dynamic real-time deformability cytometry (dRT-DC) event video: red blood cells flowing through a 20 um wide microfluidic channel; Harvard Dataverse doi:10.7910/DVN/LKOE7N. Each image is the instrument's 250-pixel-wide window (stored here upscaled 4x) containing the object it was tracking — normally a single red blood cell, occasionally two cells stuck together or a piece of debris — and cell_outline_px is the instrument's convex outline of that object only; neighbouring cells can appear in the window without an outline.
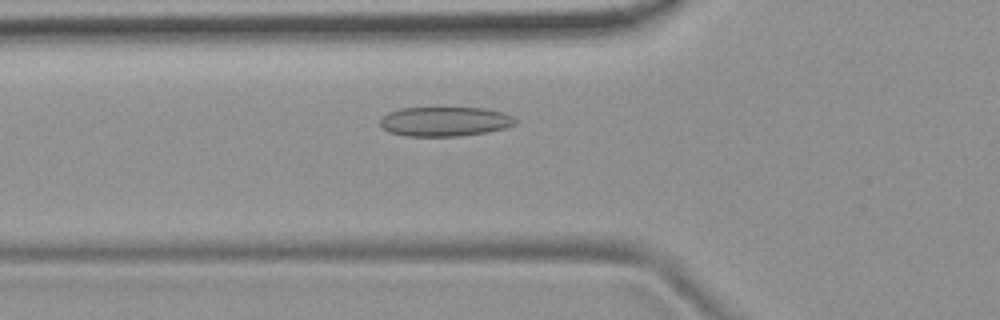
{"species": "common noctule bat (a hibernating species)", "species_latin": "Nyctalus noctula", "temperature_condition": "room temperature", "stored_images_in_passage": 49, "camera_frame_rate_fps": 3000, "um_per_image_px": 0.085, "animal": {"sex": "female", "body_mass_g": 19.9}, "frame": {"image": 1, "passage_image": 14, "time_ms": 4.333, "image_size_px": [1000, 320], "cell_outline_px": [[516, 124], [504, 128], [488, 132], [460, 136], [404, 136], [388, 132], [380, 124], [380, 120], [388, 112], [400, 108], [484, 108], [504, 112], [512, 116], [516, 120]], "centroid_in_image_um": [37.82, 10.33], "position_along_channel_um": 88.0, "area_um2": 23.29}}
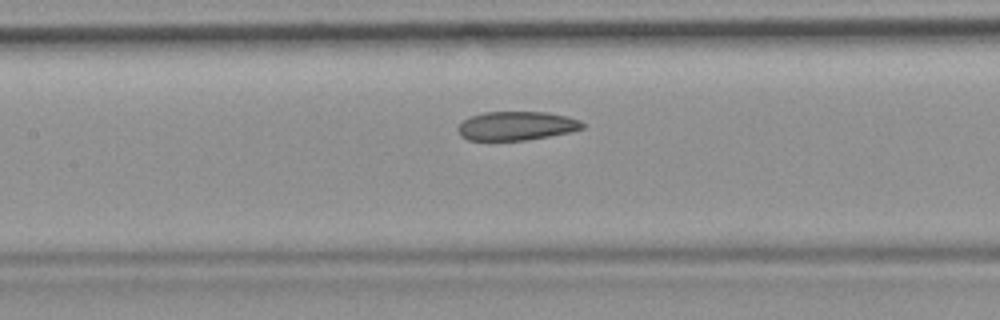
{"frame": {"image": 2, "passage_image": 20, "time_ms": 6.333, "image_size_px": [1000, 320], "cell_outline_px": [[584, 128], [568, 132], [548, 136], [524, 140], [468, 140], [460, 136], [456, 128], [464, 120], [472, 116], [484, 112], [548, 112], [568, 116], [580, 120], [584, 124]], "centroid_in_image_um": [43.89, 10.69], "position_along_channel_um": 163.5, "area_um2": 20.87}}
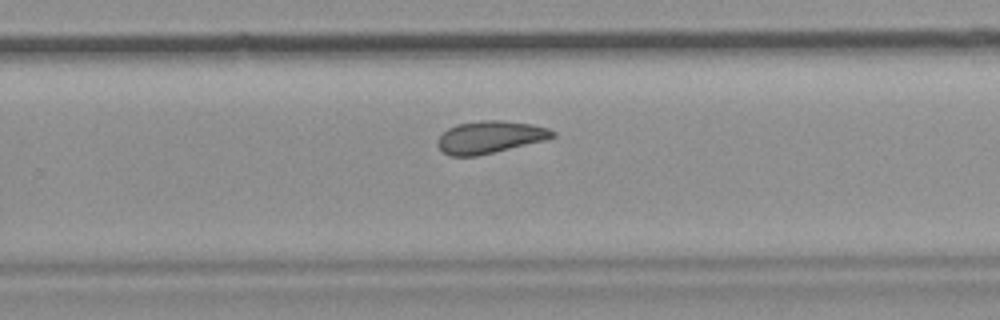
{"frame": {"image": 3, "passage_image": 30, "time_ms": 9.667, "image_size_px": [1000, 320], "cell_outline_px": [[556, 136], [544, 140], [476, 156], [448, 156], [436, 144], [440, 136], [448, 128], [456, 124], [480, 120], [504, 120], [532, 124], [548, 128], [556, 132]], "centroid_in_image_um": [41.64, 11.64], "position_along_channel_um": 288.2, "area_um2": 21.56}, "authors_computed_cell_mechanics": {"area_um2": 22.6576, "velocity_mm_per_s": 3.7568, "shape_relaxation_time_tau1_ms": 10.7738, "shape_relaxation_time_tau2_ms": 3.3048, "deformation_change_tau1": 0.1604, "deformation_change_tau2": 0.104}}